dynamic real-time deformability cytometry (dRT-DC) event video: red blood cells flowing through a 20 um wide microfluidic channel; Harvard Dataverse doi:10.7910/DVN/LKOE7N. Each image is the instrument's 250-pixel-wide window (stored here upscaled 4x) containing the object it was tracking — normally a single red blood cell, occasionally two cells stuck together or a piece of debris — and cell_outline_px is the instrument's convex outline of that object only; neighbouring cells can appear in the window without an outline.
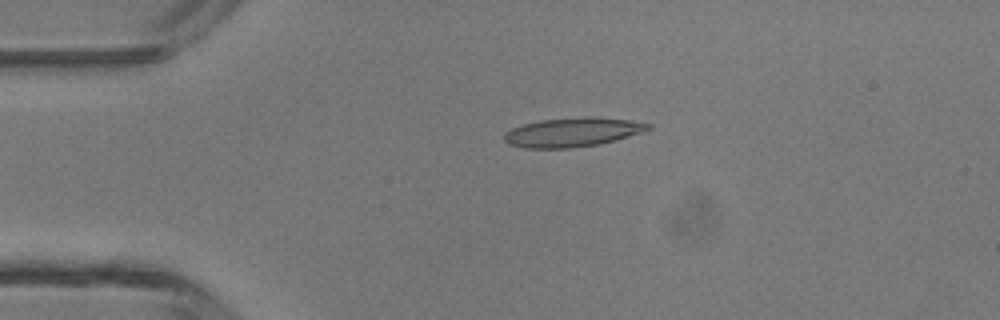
{"species": "common noctule bat (a hibernating species)", "species_latin": "Nyctalus noctula", "temperature_condition": "room temperature", "stored_images_in_passage": 5, "camera_frame_rate_fps": 3000, "um_per_image_px": 0.085, "animal": {"sex": "male", "body_mass_g": 13.3}, "frame": {"image": 1, "passage_image": 3, "time_ms": 0.667, "image_size_px": [1000, 320], "cell_outline_px": [[652, 128], [644, 132], [616, 140], [600, 144], [572, 148], [524, 148], [508, 144], [504, 140], [504, 132], [512, 128], [524, 124], [540, 120], [584, 116], [628, 120], [652, 124]], "centroid_in_image_um": [48.67, 11.24], "position_along_channel_um": 36.3, "area_um2": 24.57}}
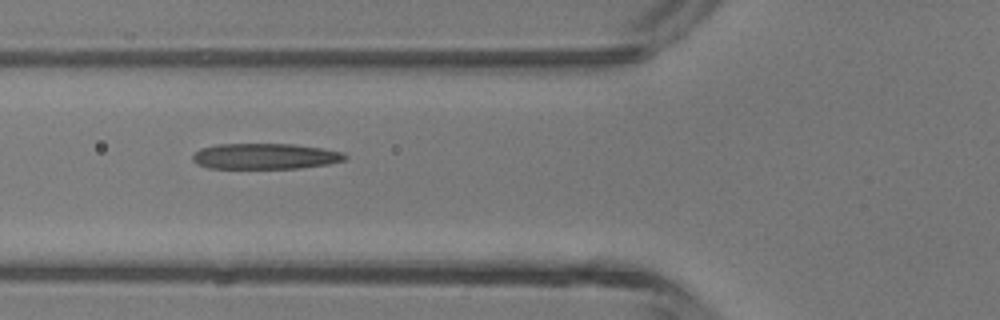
{"frame": {"image": 2, "passage_image": 5, "time_ms": 1.333, "image_size_px": [1000, 320], "cell_outline_px": [[348, 156], [344, 160], [328, 164], [300, 168], [208, 168], [196, 164], [192, 160], [192, 156], [200, 148], [216, 144], [292, 144], [320, 148], [344, 152]], "centroid_in_image_um": [22.51, 13.28], "position_along_channel_um": 103.3, "area_um2": 22.89}}